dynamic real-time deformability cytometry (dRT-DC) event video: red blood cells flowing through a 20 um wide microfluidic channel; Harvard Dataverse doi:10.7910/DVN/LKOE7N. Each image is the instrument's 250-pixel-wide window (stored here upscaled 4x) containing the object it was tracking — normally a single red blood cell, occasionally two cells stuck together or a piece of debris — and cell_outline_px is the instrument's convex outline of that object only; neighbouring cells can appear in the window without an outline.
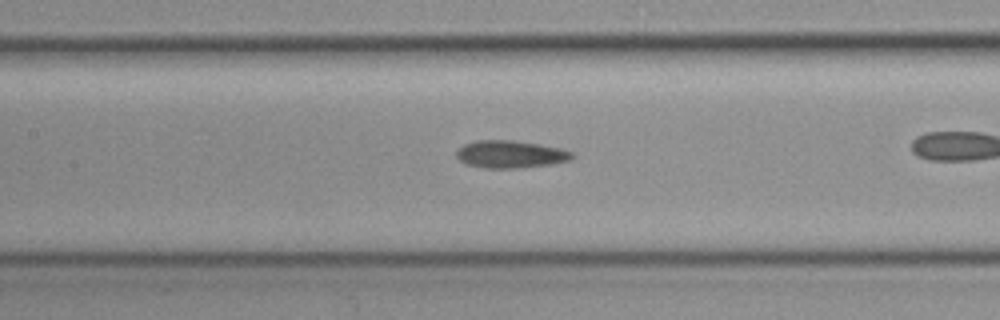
{"species": "common noctule bat (a hibernating species)", "species_latin": "Nyctalus noctula", "temperature_condition": "cold", "stored_images_in_passage": 39, "camera_frame_rate_fps": 3000, "um_per_image_px": 0.085, "animal": {"sex": "female", "body_mass_g": 19.3, "forearm_length_mm": 54.1}, "frame": {"image": 1, "passage_image": 23, "time_ms": 7.333, "image_size_px": [1000, 320], "cell_outline_px": [[576, 156], [572, 160], [552, 164], [520, 168], [484, 168], [464, 164], [456, 156], [456, 152], [464, 144], [476, 140], [516, 140], [560, 148], [572, 152]], "centroid_in_image_um": [43.41, 13.12], "position_along_channel_um": 164.0, "area_um2": 18.73}}